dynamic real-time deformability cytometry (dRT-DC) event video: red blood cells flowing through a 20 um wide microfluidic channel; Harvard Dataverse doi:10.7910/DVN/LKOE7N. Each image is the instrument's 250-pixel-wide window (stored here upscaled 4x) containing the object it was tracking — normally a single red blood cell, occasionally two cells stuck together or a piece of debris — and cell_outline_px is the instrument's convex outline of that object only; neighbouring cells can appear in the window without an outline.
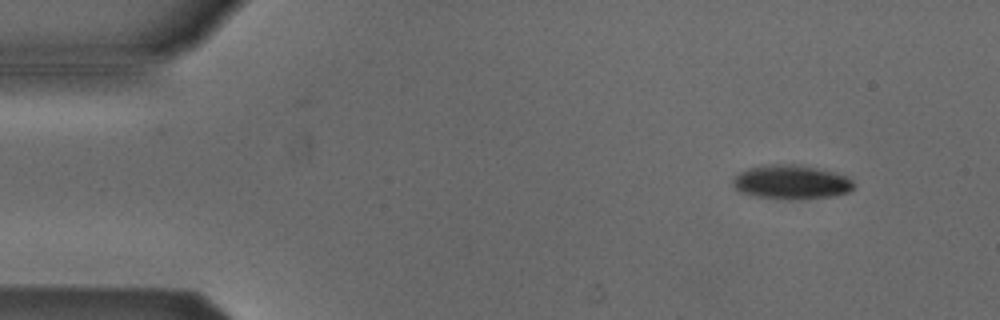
{"species": "Egyptian fruit bat (a non-hibernating species)", "species_latin": "Rousettus aegyptiacus", "temperature_condition": "cold", "stored_images_in_passage": 3, "camera_frame_rate_fps": 3000, "um_per_image_px": 0.085, "animal": {"sex": "male"}, "frame": {"image": 1, "passage_image": 1, "time_ms": 0.0, "image_size_px": [1000, 320], "cell_outline_px": [[856, 184], [848, 192], [836, 196], [756, 196], [740, 192], [732, 184], [732, 180], [740, 172], [748, 168], [768, 164], [796, 164], [836, 172], [848, 176]], "centroid_in_image_um": [67.28, 15.41], "position_along_channel_um": 17.7, "area_um2": 23.06}}